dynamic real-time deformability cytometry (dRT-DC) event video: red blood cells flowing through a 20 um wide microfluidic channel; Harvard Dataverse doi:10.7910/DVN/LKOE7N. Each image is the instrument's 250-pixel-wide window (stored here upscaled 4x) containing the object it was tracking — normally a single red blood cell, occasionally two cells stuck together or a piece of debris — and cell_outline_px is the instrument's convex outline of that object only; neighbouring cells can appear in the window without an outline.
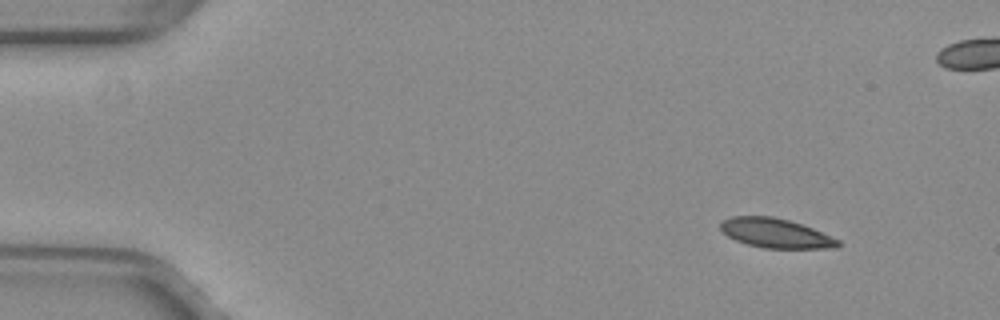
{"species": "common noctule bat (a hibernating species)", "species_latin": "Nyctalus noctula", "temperature_condition": "warm", "stored_images_in_passage": 53, "camera_frame_rate_fps": 3000, "um_per_image_px": 0.085, "animal": {"sex": "female", "body_mass_g": 29.2, "forearm_length_mm": 56.3}, "frame": {"image": 1, "passage_image": 5, "time_ms": 1.333, "image_size_px": [1000, 320], "cell_outline_px": [[840, 244], [836, 248], [764, 248], [748, 244], [736, 240], [728, 236], [720, 228], [720, 224], [724, 220], [732, 216], [772, 216], [788, 220], [812, 228], [840, 240]], "centroid_in_image_um": [65.94, 19.82], "position_along_channel_um": 19.1, "area_um2": 19.88}}
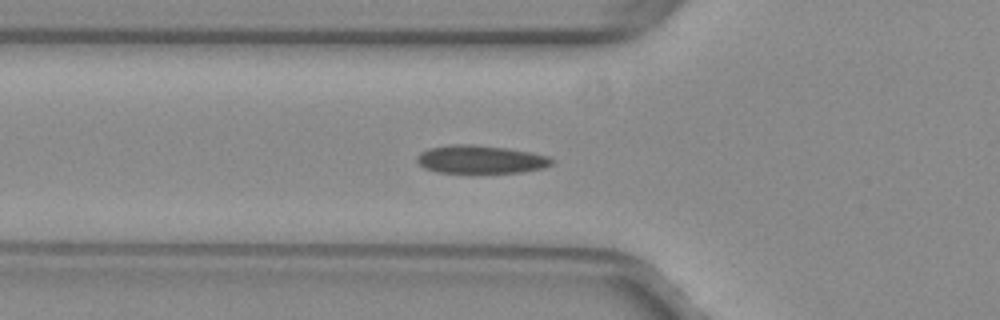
{"frame": {"image": 2, "passage_image": 18, "time_ms": 5.667, "image_size_px": [1000, 320], "cell_outline_px": [[556, 160], [552, 164], [544, 168], [520, 172], [436, 172], [424, 168], [416, 160], [416, 156], [420, 152], [428, 148], [452, 144], [472, 144], [504, 148], [532, 152], [548, 156]], "centroid_in_image_um": [40.85, 13.54], "position_along_channel_um": 85.0, "area_um2": 22.08}}
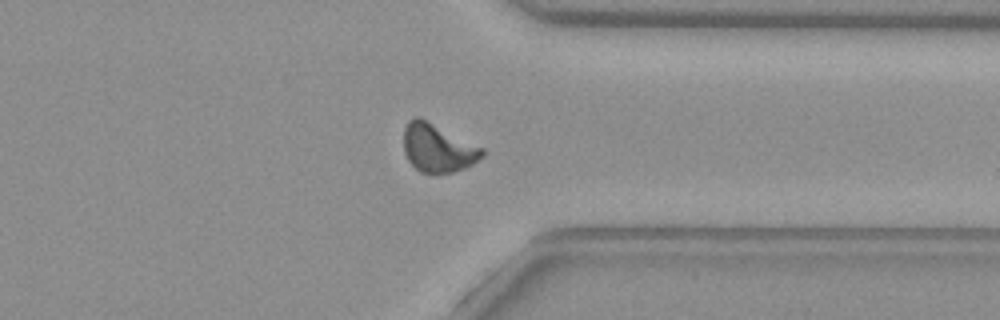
{"frame": {"image": 3, "passage_image": 40, "time_ms": 13.0, "image_size_px": [1000, 320], "cell_outline_px": [[484, 156], [472, 164], [464, 168], [452, 172], [420, 172], [408, 160], [404, 152], [404, 128], [408, 120], [416, 116], [420, 116], [484, 148]], "centroid_in_image_um": [37.21, 12.54], "position_along_channel_um": 374.2, "area_um2": 22.08}, "authors_computed_cell_mechanics": {"area_um2": 21.2704, "velocity_mm_per_s": 3.9682, "shape_relaxation_time_tau1_ms": 11.0997, "shape_relaxation_time_tau2_ms": 1.7077, "deformation_change_tau1": 0.2328, "deformation_change_tau2": 0.0439}}